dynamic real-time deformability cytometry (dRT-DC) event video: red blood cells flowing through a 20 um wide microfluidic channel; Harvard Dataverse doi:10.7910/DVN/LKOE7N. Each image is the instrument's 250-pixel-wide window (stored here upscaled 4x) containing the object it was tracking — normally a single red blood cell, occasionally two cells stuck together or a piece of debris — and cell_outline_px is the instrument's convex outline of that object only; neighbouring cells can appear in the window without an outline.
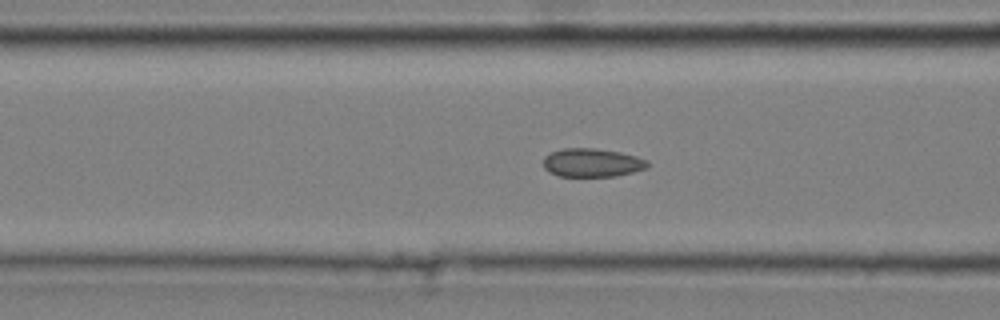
{"species": "common noctule bat (a hibernating species)", "species_latin": "Nyctalus noctula", "temperature_condition": "cold", "stored_images_in_passage": 44, "camera_frame_rate_fps": 3000, "um_per_image_px": 0.085, "animal": {"sex": "male", "body_mass_g": 20.4}, "frame": {"image": 1, "passage_image": 20, "time_ms": 6.333, "image_size_px": [1000, 320], "cell_outline_px": [[648, 168], [616, 176], [560, 176], [548, 172], [544, 168], [544, 156], [560, 148], [596, 148], [620, 152], [636, 156], [648, 160]], "centroid_in_image_um": [50.32, 13.82], "position_along_channel_um": 116.3, "area_um2": 17.4}}
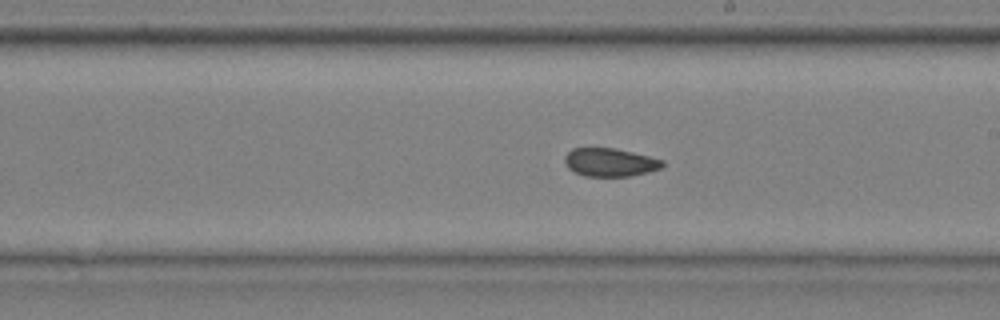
{"frame": {"image": 2, "passage_image": 30, "time_ms": 9.667, "image_size_px": [1000, 320], "cell_outline_px": [[664, 164], [660, 168], [648, 172], [628, 176], [584, 176], [568, 168], [564, 164], [564, 156], [572, 148], [616, 148], [664, 160]], "centroid_in_image_um": [51.82, 13.79], "position_along_channel_um": 237.2, "area_um2": 16.07}}
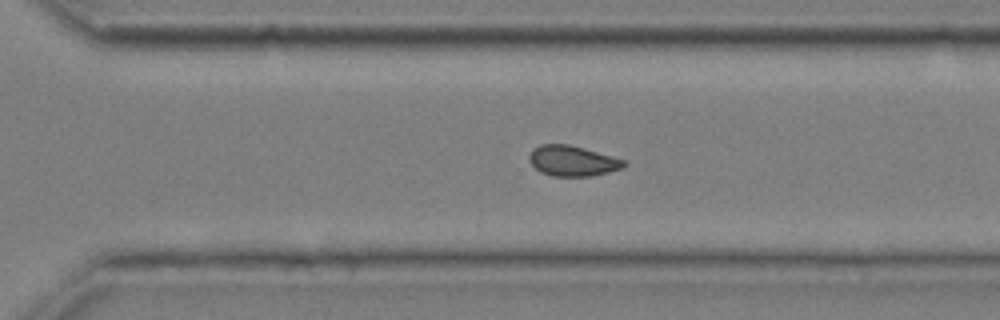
{"frame": {"image": 3, "passage_image": 37, "time_ms": 12.0, "image_size_px": [1000, 320], "cell_outline_px": [[628, 164], [620, 168], [608, 172], [592, 176], [552, 176], [540, 172], [528, 160], [528, 156], [532, 148], [540, 144], [568, 144], [584, 148], [628, 160]], "centroid_in_image_um": [48.66, 13.66], "position_along_channel_um": 321.9, "area_um2": 16.99}}